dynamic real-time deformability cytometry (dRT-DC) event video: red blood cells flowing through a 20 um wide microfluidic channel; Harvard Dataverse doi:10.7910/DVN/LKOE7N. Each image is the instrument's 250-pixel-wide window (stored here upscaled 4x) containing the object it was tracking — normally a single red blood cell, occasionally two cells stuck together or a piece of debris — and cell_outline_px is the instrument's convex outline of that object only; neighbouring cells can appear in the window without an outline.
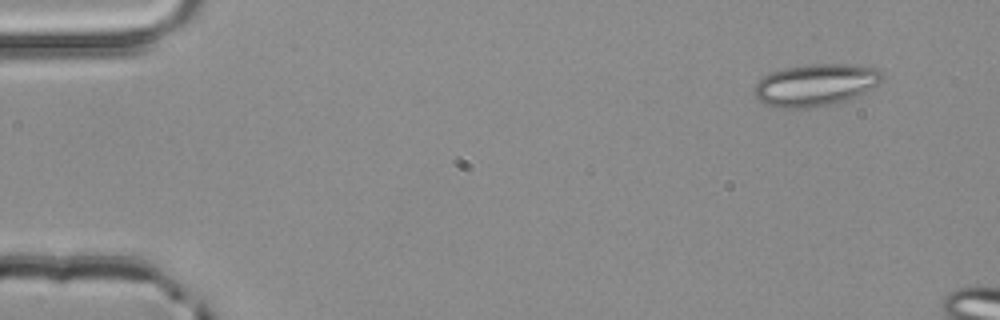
{"species": "common noctule bat (a hibernating species)", "species_latin": "Nyctalus noctula", "temperature_condition": "room temperature", "stored_images_in_passage": 3, "camera_frame_rate_fps": 3000, "um_per_image_px": 0.085, "animal": {"sex": "male", "body_mass_g": 20.4}, "frame": {"image": 1, "passage_image": 1, "time_ms": 0.0, "image_size_px": [1000, 320], "cell_outline_px": [[884, 76], [876, 84], [864, 92], [856, 96], [836, 104], [808, 108], [780, 108], [764, 104], [756, 96], [756, 84], [768, 72], [784, 68], [812, 64], [848, 64], [876, 68]], "centroid_in_image_um": [69.3, 7.22], "position_along_channel_um": 15.7, "area_um2": 31.1}}